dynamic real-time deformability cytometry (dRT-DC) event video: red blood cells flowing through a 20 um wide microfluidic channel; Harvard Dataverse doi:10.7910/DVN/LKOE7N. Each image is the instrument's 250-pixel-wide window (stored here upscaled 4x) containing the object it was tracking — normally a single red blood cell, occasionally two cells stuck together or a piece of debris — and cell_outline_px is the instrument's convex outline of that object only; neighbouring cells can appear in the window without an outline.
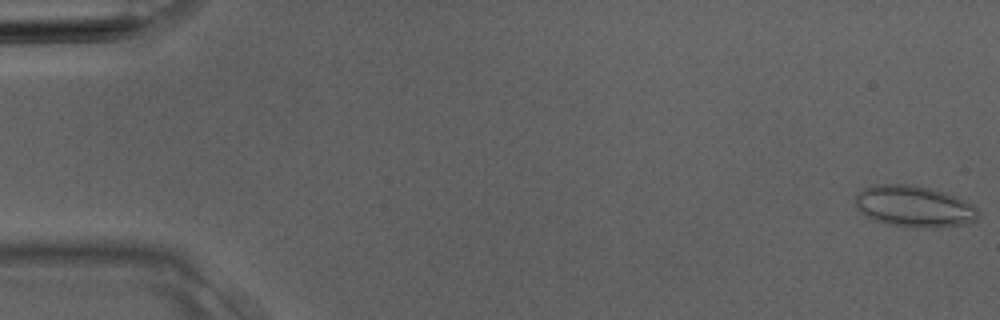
{"species": "Egyptian fruit bat (a non-hibernating species)", "species_latin": "Rousettus aegyptiacus", "temperature_condition": "room temperature", "stored_images_in_passage": 4, "camera_frame_rate_fps": 3000, "um_per_image_px": 0.085, "animal": {"sex": "male"}, "frame": {"image": 1, "passage_image": 1, "time_ms": 0.0, "image_size_px": [1000, 320], "cell_outline_px": [[980, 216], [976, 220], [968, 224], [936, 228], [912, 228], [888, 224], [864, 216], [856, 208], [856, 192], [872, 184], [904, 184], [928, 188], [944, 192], [956, 196], [972, 204], [980, 212]], "centroid_in_image_um": [77.71, 17.56], "position_along_channel_um": 7.3, "area_um2": 30.06}}